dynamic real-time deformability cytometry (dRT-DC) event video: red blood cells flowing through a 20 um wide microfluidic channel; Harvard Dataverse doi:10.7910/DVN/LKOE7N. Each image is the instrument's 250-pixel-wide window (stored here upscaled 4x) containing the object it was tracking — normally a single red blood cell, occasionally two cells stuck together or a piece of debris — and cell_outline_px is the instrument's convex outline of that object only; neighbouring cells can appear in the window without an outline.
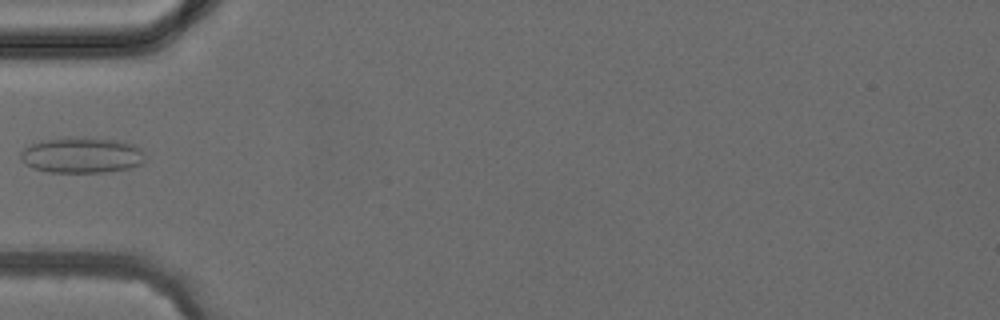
{"species": "common noctule bat (a hibernating species)", "species_latin": "Nyctalus noctula", "temperature_condition": "cold", "stored_images_in_passage": 4, "camera_frame_rate_fps": 3000, "um_per_image_px": 0.085, "animal": {"sex": "female", "body_mass_g": 24.6, "forearm_length_mm": 56.2}, "frame": {"image": 1, "passage_image": 4, "time_ms": 3.333, "image_size_px": [1000, 320], "cell_outline_px": [[144, 164], [128, 168], [104, 172], [48, 172], [24, 164], [20, 160], [20, 152], [24, 148], [40, 140], [124, 140], [136, 144], [144, 152]], "centroid_in_image_um": [6.99, 13.23], "position_along_channel_um": 78.0, "area_um2": 25.26}}